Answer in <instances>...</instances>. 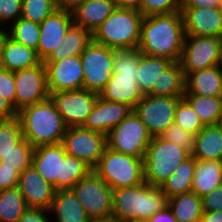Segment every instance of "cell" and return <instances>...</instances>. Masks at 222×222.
<instances>
[{"label": "cell", "instance_id": "cell-20", "mask_svg": "<svg viewBox=\"0 0 222 222\" xmlns=\"http://www.w3.org/2000/svg\"><path fill=\"white\" fill-rule=\"evenodd\" d=\"M17 187L28 208L50 210L56 190L37 172L33 165L19 175Z\"/></svg>", "mask_w": 222, "mask_h": 222}, {"label": "cell", "instance_id": "cell-16", "mask_svg": "<svg viewBox=\"0 0 222 222\" xmlns=\"http://www.w3.org/2000/svg\"><path fill=\"white\" fill-rule=\"evenodd\" d=\"M16 112L50 97L43 61L34 67L14 72Z\"/></svg>", "mask_w": 222, "mask_h": 222}, {"label": "cell", "instance_id": "cell-47", "mask_svg": "<svg viewBox=\"0 0 222 222\" xmlns=\"http://www.w3.org/2000/svg\"><path fill=\"white\" fill-rule=\"evenodd\" d=\"M222 8L221 0H181L180 8Z\"/></svg>", "mask_w": 222, "mask_h": 222}, {"label": "cell", "instance_id": "cell-25", "mask_svg": "<svg viewBox=\"0 0 222 222\" xmlns=\"http://www.w3.org/2000/svg\"><path fill=\"white\" fill-rule=\"evenodd\" d=\"M49 211L54 215L52 222H90L91 219L71 189L55 191Z\"/></svg>", "mask_w": 222, "mask_h": 222}, {"label": "cell", "instance_id": "cell-48", "mask_svg": "<svg viewBox=\"0 0 222 222\" xmlns=\"http://www.w3.org/2000/svg\"><path fill=\"white\" fill-rule=\"evenodd\" d=\"M17 117L13 106L0 95V120H10Z\"/></svg>", "mask_w": 222, "mask_h": 222}, {"label": "cell", "instance_id": "cell-50", "mask_svg": "<svg viewBox=\"0 0 222 222\" xmlns=\"http://www.w3.org/2000/svg\"><path fill=\"white\" fill-rule=\"evenodd\" d=\"M85 0H55L57 9L72 11Z\"/></svg>", "mask_w": 222, "mask_h": 222}, {"label": "cell", "instance_id": "cell-42", "mask_svg": "<svg viewBox=\"0 0 222 222\" xmlns=\"http://www.w3.org/2000/svg\"><path fill=\"white\" fill-rule=\"evenodd\" d=\"M22 0H0V24L8 28L21 17ZM5 25V26H4Z\"/></svg>", "mask_w": 222, "mask_h": 222}, {"label": "cell", "instance_id": "cell-37", "mask_svg": "<svg viewBox=\"0 0 222 222\" xmlns=\"http://www.w3.org/2000/svg\"><path fill=\"white\" fill-rule=\"evenodd\" d=\"M174 123L192 134H198L205 126L196 111L184 97L180 98L177 104Z\"/></svg>", "mask_w": 222, "mask_h": 222}, {"label": "cell", "instance_id": "cell-8", "mask_svg": "<svg viewBox=\"0 0 222 222\" xmlns=\"http://www.w3.org/2000/svg\"><path fill=\"white\" fill-rule=\"evenodd\" d=\"M93 170L113 190L134 187L145 182L142 158L119 153L107 147Z\"/></svg>", "mask_w": 222, "mask_h": 222}, {"label": "cell", "instance_id": "cell-53", "mask_svg": "<svg viewBox=\"0 0 222 222\" xmlns=\"http://www.w3.org/2000/svg\"><path fill=\"white\" fill-rule=\"evenodd\" d=\"M90 222H123L118 217L110 215L107 217L91 218Z\"/></svg>", "mask_w": 222, "mask_h": 222}, {"label": "cell", "instance_id": "cell-54", "mask_svg": "<svg viewBox=\"0 0 222 222\" xmlns=\"http://www.w3.org/2000/svg\"><path fill=\"white\" fill-rule=\"evenodd\" d=\"M5 29H6V28L3 27V28L0 30V53H1V47H2L3 40H4L5 36L7 35V32H6Z\"/></svg>", "mask_w": 222, "mask_h": 222}, {"label": "cell", "instance_id": "cell-43", "mask_svg": "<svg viewBox=\"0 0 222 222\" xmlns=\"http://www.w3.org/2000/svg\"><path fill=\"white\" fill-rule=\"evenodd\" d=\"M0 95L6 99L16 111V90L14 72L0 67Z\"/></svg>", "mask_w": 222, "mask_h": 222}, {"label": "cell", "instance_id": "cell-30", "mask_svg": "<svg viewBox=\"0 0 222 222\" xmlns=\"http://www.w3.org/2000/svg\"><path fill=\"white\" fill-rule=\"evenodd\" d=\"M196 159L190 155L160 186L166 198L191 192Z\"/></svg>", "mask_w": 222, "mask_h": 222}, {"label": "cell", "instance_id": "cell-6", "mask_svg": "<svg viewBox=\"0 0 222 222\" xmlns=\"http://www.w3.org/2000/svg\"><path fill=\"white\" fill-rule=\"evenodd\" d=\"M142 13L135 9L117 8L92 33V40L113 50L138 48Z\"/></svg>", "mask_w": 222, "mask_h": 222}, {"label": "cell", "instance_id": "cell-9", "mask_svg": "<svg viewBox=\"0 0 222 222\" xmlns=\"http://www.w3.org/2000/svg\"><path fill=\"white\" fill-rule=\"evenodd\" d=\"M151 140L152 135L134 110L106 135L107 148L142 159Z\"/></svg>", "mask_w": 222, "mask_h": 222}, {"label": "cell", "instance_id": "cell-32", "mask_svg": "<svg viewBox=\"0 0 222 222\" xmlns=\"http://www.w3.org/2000/svg\"><path fill=\"white\" fill-rule=\"evenodd\" d=\"M185 93V75L179 62H173L158 80V88H152L151 96L183 97Z\"/></svg>", "mask_w": 222, "mask_h": 222}, {"label": "cell", "instance_id": "cell-3", "mask_svg": "<svg viewBox=\"0 0 222 222\" xmlns=\"http://www.w3.org/2000/svg\"><path fill=\"white\" fill-rule=\"evenodd\" d=\"M23 138L33 147L62 143L66 126L53 100H46L22 108L17 112Z\"/></svg>", "mask_w": 222, "mask_h": 222}, {"label": "cell", "instance_id": "cell-51", "mask_svg": "<svg viewBox=\"0 0 222 222\" xmlns=\"http://www.w3.org/2000/svg\"><path fill=\"white\" fill-rule=\"evenodd\" d=\"M117 8L135 9L140 11L141 0H113Z\"/></svg>", "mask_w": 222, "mask_h": 222}, {"label": "cell", "instance_id": "cell-21", "mask_svg": "<svg viewBox=\"0 0 222 222\" xmlns=\"http://www.w3.org/2000/svg\"><path fill=\"white\" fill-rule=\"evenodd\" d=\"M133 109L123 103L107 101L98 97L92 112L88 115L83 128L107 135L125 119Z\"/></svg>", "mask_w": 222, "mask_h": 222}, {"label": "cell", "instance_id": "cell-41", "mask_svg": "<svg viewBox=\"0 0 222 222\" xmlns=\"http://www.w3.org/2000/svg\"><path fill=\"white\" fill-rule=\"evenodd\" d=\"M181 0H141L142 16L168 14L180 11Z\"/></svg>", "mask_w": 222, "mask_h": 222}, {"label": "cell", "instance_id": "cell-38", "mask_svg": "<svg viewBox=\"0 0 222 222\" xmlns=\"http://www.w3.org/2000/svg\"><path fill=\"white\" fill-rule=\"evenodd\" d=\"M34 147L23 139L15 146V150L2 157L0 162L3 166H9L16 169V172L21 175L26 168L32 165Z\"/></svg>", "mask_w": 222, "mask_h": 222}, {"label": "cell", "instance_id": "cell-1", "mask_svg": "<svg viewBox=\"0 0 222 222\" xmlns=\"http://www.w3.org/2000/svg\"><path fill=\"white\" fill-rule=\"evenodd\" d=\"M185 31L180 11L143 17L138 48L144 55L179 62Z\"/></svg>", "mask_w": 222, "mask_h": 222}, {"label": "cell", "instance_id": "cell-19", "mask_svg": "<svg viewBox=\"0 0 222 222\" xmlns=\"http://www.w3.org/2000/svg\"><path fill=\"white\" fill-rule=\"evenodd\" d=\"M185 35L222 38V8H180Z\"/></svg>", "mask_w": 222, "mask_h": 222}, {"label": "cell", "instance_id": "cell-40", "mask_svg": "<svg viewBox=\"0 0 222 222\" xmlns=\"http://www.w3.org/2000/svg\"><path fill=\"white\" fill-rule=\"evenodd\" d=\"M159 136L166 141L172 142L177 146L188 150L190 153L194 149L196 134L185 131L176 123L170 125Z\"/></svg>", "mask_w": 222, "mask_h": 222}, {"label": "cell", "instance_id": "cell-15", "mask_svg": "<svg viewBox=\"0 0 222 222\" xmlns=\"http://www.w3.org/2000/svg\"><path fill=\"white\" fill-rule=\"evenodd\" d=\"M99 97V94L84 88L50 93L65 126H83Z\"/></svg>", "mask_w": 222, "mask_h": 222}, {"label": "cell", "instance_id": "cell-35", "mask_svg": "<svg viewBox=\"0 0 222 222\" xmlns=\"http://www.w3.org/2000/svg\"><path fill=\"white\" fill-rule=\"evenodd\" d=\"M8 27L6 32L11 39L37 51L40 37L38 23L20 17Z\"/></svg>", "mask_w": 222, "mask_h": 222}, {"label": "cell", "instance_id": "cell-17", "mask_svg": "<svg viewBox=\"0 0 222 222\" xmlns=\"http://www.w3.org/2000/svg\"><path fill=\"white\" fill-rule=\"evenodd\" d=\"M43 63L46 67L49 93L83 88L84 75L80 56Z\"/></svg>", "mask_w": 222, "mask_h": 222}, {"label": "cell", "instance_id": "cell-49", "mask_svg": "<svg viewBox=\"0 0 222 222\" xmlns=\"http://www.w3.org/2000/svg\"><path fill=\"white\" fill-rule=\"evenodd\" d=\"M145 222H177V220L169 209V207L166 206L163 210L157 212Z\"/></svg>", "mask_w": 222, "mask_h": 222}, {"label": "cell", "instance_id": "cell-4", "mask_svg": "<svg viewBox=\"0 0 222 222\" xmlns=\"http://www.w3.org/2000/svg\"><path fill=\"white\" fill-rule=\"evenodd\" d=\"M160 187L146 182L113 190L112 215L123 222H145L167 206Z\"/></svg>", "mask_w": 222, "mask_h": 222}, {"label": "cell", "instance_id": "cell-11", "mask_svg": "<svg viewBox=\"0 0 222 222\" xmlns=\"http://www.w3.org/2000/svg\"><path fill=\"white\" fill-rule=\"evenodd\" d=\"M71 190L90 218L112 215L113 189L94 170L80 179Z\"/></svg>", "mask_w": 222, "mask_h": 222}, {"label": "cell", "instance_id": "cell-14", "mask_svg": "<svg viewBox=\"0 0 222 222\" xmlns=\"http://www.w3.org/2000/svg\"><path fill=\"white\" fill-rule=\"evenodd\" d=\"M62 145L67 155L84 161L92 169L99 163L106 144V135L82 126L66 128Z\"/></svg>", "mask_w": 222, "mask_h": 222}, {"label": "cell", "instance_id": "cell-56", "mask_svg": "<svg viewBox=\"0 0 222 222\" xmlns=\"http://www.w3.org/2000/svg\"><path fill=\"white\" fill-rule=\"evenodd\" d=\"M220 128H221V130H222V114H221V116H220V118H219V122H218V124H217Z\"/></svg>", "mask_w": 222, "mask_h": 222}, {"label": "cell", "instance_id": "cell-24", "mask_svg": "<svg viewBox=\"0 0 222 222\" xmlns=\"http://www.w3.org/2000/svg\"><path fill=\"white\" fill-rule=\"evenodd\" d=\"M205 97L222 96V66L197 70L185 77V93Z\"/></svg>", "mask_w": 222, "mask_h": 222}, {"label": "cell", "instance_id": "cell-55", "mask_svg": "<svg viewBox=\"0 0 222 222\" xmlns=\"http://www.w3.org/2000/svg\"><path fill=\"white\" fill-rule=\"evenodd\" d=\"M220 65L222 66V40H221V49H220Z\"/></svg>", "mask_w": 222, "mask_h": 222}, {"label": "cell", "instance_id": "cell-27", "mask_svg": "<svg viewBox=\"0 0 222 222\" xmlns=\"http://www.w3.org/2000/svg\"><path fill=\"white\" fill-rule=\"evenodd\" d=\"M191 155L196 160H222V130L216 125H206L196 134Z\"/></svg>", "mask_w": 222, "mask_h": 222}, {"label": "cell", "instance_id": "cell-45", "mask_svg": "<svg viewBox=\"0 0 222 222\" xmlns=\"http://www.w3.org/2000/svg\"><path fill=\"white\" fill-rule=\"evenodd\" d=\"M19 182V174L16 169L9 166H3L0 162V190L17 187Z\"/></svg>", "mask_w": 222, "mask_h": 222}, {"label": "cell", "instance_id": "cell-31", "mask_svg": "<svg viewBox=\"0 0 222 222\" xmlns=\"http://www.w3.org/2000/svg\"><path fill=\"white\" fill-rule=\"evenodd\" d=\"M167 206L177 222H201L202 198L194 192L176 195L167 200Z\"/></svg>", "mask_w": 222, "mask_h": 222}, {"label": "cell", "instance_id": "cell-26", "mask_svg": "<svg viewBox=\"0 0 222 222\" xmlns=\"http://www.w3.org/2000/svg\"><path fill=\"white\" fill-rule=\"evenodd\" d=\"M222 185V160H196L191 192L199 197Z\"/></svg>", "mask_w": 222, "mask_h": 222}, {"label": "cell", "instance_id": "cell-36", "mask_svg": "<svg viewBox=\"0 0 222 222\" xmlns=\"http://www.w3.org/2000/svg\"><path fill=\"white\" fill-rule=\"evenodd\" d=\"M19 119L0 120V160L13 150L23 140Z\"/></svg>", "mask_w": 222, "mask_h": 222}, {"label": "cell", "instance_id": "cell-34", "mask_svg": "<svg viewBox=\"0 0 222 222\" xmlns=\"http://www.w3.org/2000/svg\"><path fill=\"white\" fill-rule=\"evenodd\" d=\"M27 208L18 187L0 190V222H17Z\"/></svg>", "mask_w": 222, "mask_h": 222}, {"label": "cell", "instance_id": "cell-13", "mask_svg": "<svg viewBox=\"0 0 222 222\" xmlns=\"http://www.w3.org/2000/svg\"><path fill=\"white\" fill-rule=\"evenodd\" d=\"M180 98L182 97L145 94L133 110L152 137L159 136L174 123L175 110Z\"/></svg>", "mask_w": 222, "mask_h": 222}, {"label": "cell", "instance_id": "cell-29", "mask_svg": "<svg viewBox=\"0 0 222 222\" xmlns=\"http://www.w3.org/2000/svg\"><path fill=\"white\" fill-rule=\"evenodd\" d=\"M92 41V33L74 23L66 31L61 45L44 61H59L71 56H80Z\"/></svg>", "mask_w": 222, "mask_h": 222}, {"label": "cell", "instance_id": "cell-7", "mask_svg": "<svg viewBox=\"0 0 222 222\" xmlns=\"http://www.w3.org/2000/svg\"><path fill=\"white\" fill-rule=\"evenodd\" d=\"M190 155L188 150L166 141L160 136L152 137L143 159L145 182L160 187Z\"/></svg>", "mask_w": 222, "mask_h": 222}, {"label": "cell", "instance_id": "cell-33", "mask_svg": "<svg viewBox=\"0 0 222 222\" xmlns=\"http://www.w3.org/2000/svg\"><path fill=\"white\" fill-rule=\"evenodd\" d=\"M206 125H216L222 114V96L205 97L197 94H184L183 96Z\"/></svg>", "mask_w": 222, "mask_h": 222}, {"label": "cell", "instance_id": "cell-44", "mask_svg": "<svg viewBox=\"0 0 222 222\" xmlns=\"http://www.w3.org/2000/svg\"><path fill=\"white\" fill-rule=\"evenodd\" d=\"M202 198L203 211H221L222 212V185L213 189Z\"/></svg>", "mask_w": 222, "mask_h": 222}, {"label": "cell", "instance_id": "cell-23", "mask_svg": "<svg viewBox=\"0 0 222 222\" xmlns=\"http://www.w3.org/2000/svg\"><path fill=\"white\" fill-rule=\"evenodd\" d=\"M42 60L37 51L5 36L0 53V67L12 72L39 65Z\"/></svg>", "mask_w": 222, "mask_h": 222}, {"label": "cell", "instance_id": "cell-18", "mask_svg": "<svg viewBox=\"0 0 222 222\" xmlns=\"http://www.w3.org/2000/svg\"><path fill=\"white\" fill-rule=\"evenodd\" d=\"M72 24V13L61 9H56L39 24L40 37L37 54L42 61L61 45L66 31Z\"/></svg>", "mask_w": 222, "mask_h": 222}, {"label": "cell", "instance_id": "cell-52", "mask_svg": "<svg viewBox=\"0 0 222 222\" xmlns=\"http://www.w3.org/2000/svg\"><path fill=\"white\" fill-rule=\"evenodd\" d=\"M201 222H222V212L204 211Z\"/></svg>", "mask_w": 222, "mask_h": 222}, {"label": "cell", "instance_id": "cell-28", "mask_svg": "<svg viewBox=\"0 0 222 222\" xmlns=\"http://www.w3.org/2000/svg\"><path fill=\"white\" fill-rule=\"evenodd\" d=\"M173 63L170 59L163 57H152L140 54L137 70V82L140 92L145 95L158 88V80L161 74Z\"/></svg>", "mask_w": 222, "mask_h": 222}, {"label": "cell", "instance_id": "cell-46", "mask_svg": "<svg viewBox=\"0 0 222 222\" xmlns=\"http://www.w3.org/2000/svg\"><path fill=\"white\" fill-rule=\"evenodd\" d=\"M50 216V211L47 209L27 208L17 222H52Z\"/></svg>", "mask_w": 222, "mask_h": 222}, {"label": "cell", "instance_id": "cell-5", "mask_svg": "<svg viewBox=\"0 0 222 222\" xmlns=\"http://www.w3.org/2000/svg\"><path fill=\"white\" fill-rule=\"evenodd\" d=\"M139 48L115 49L113 74L99 96L107 101L123 103L134 109L143 94L138 88Z\"/></svg>", "mask_w": 222, "mask_h": 222}, {"label": "cell", "instance_id": "cell-22", "mask_svg": "<svg viewBox=\"0 0 222 222\" xmlns=\"http://www.w3.org/2000/svg\"><path fill=\"white\" fill-rule=\"evenodd\" d=\"M116 9L113 0H85L71 11L73 23L93 33Z\"/></svg>", "mask_w": 222, "mask_h": 222}, {"label": "cell", "instance_id": "cell-12", "mask_svg": "<svg viewBox=\"0 0 222 222\" xmlns=\"http://www.w3.org/2000/svg\"><path fill=\"white\" fill-rule=\"evenodd\" d=\"M221 37L185 35L179 60L185 77L194 71L220 65Z\"/></svg>", "mask_w": 222, "mask_h": 222}, {"label": "cell", "instance_id": "cell-10", "mask_svg": "<svg viewBox=\"0 0 222 222\" xmlns=\"http://www.w3.org/2000/svg\"><path fill=\"white\" fill-rule=\"evenodd\" d=\"M114 50L91 41L81 53L83 88L97 94L105 88L113 74Z\"/></svg>", "mask_w": 222, "mask_h": 222}, {"label": "cell", "instance_id": "cell-2", "mask_svg": "<svg viewBox=\"0 0 222 222\" xmlns=\"http://www.w3.org/2000/svg\"><path fill=\"white\" fill-rule=\"evenodd\" d=\"M32 165L54 189H71L93 169L84 161L67 155L62 143L34 147Z\"/></svg>", "mask_w": 222, "mask_h": 222}, {"label": "cell", "instance_id": "cell-39", "mask_svg": "<svg viewBox=\"0 0 222 222\" xmlns=\"http://www.w3.org/2000/svg\"><path fill=\"white\" fill-rule=\"evenodd\" d=\"M56 9L55 0H22L21 17L40 24Z\"/></svg>", "mask_w": 222, "mask_h": 222}]
</instances>
